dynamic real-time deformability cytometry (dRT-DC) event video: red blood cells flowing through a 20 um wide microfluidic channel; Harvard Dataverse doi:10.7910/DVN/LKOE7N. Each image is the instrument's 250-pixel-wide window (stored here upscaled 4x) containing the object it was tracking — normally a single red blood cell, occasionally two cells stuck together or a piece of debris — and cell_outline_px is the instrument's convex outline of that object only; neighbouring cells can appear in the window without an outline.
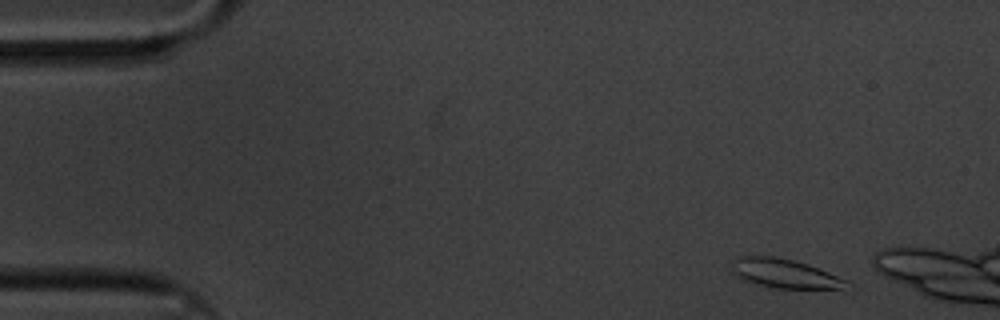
{"species": "common noctule bat (a hibernating species)", "species_latin": "Nyctalus noctula", "temperature_condition": "cold", "stored_images_in_passage": 11, "camera_frame_rate_fps": 3000, "um_per_image_px": 0.085, "animal": {"sex": "male", "body_mass_g": 20.1, "forearm_length_mm": 53.5}, "frame": {"image": 1, "passage_image": 4, "time_ms": 1.0, "image_size_px": [1000, 320], "cell_outline_px": [[856, 288], [776, 288], [740, 280], [732, 272], [732, 260], [740, 256], [772, 256], [792, 260], [808, 264], [848, 280]], "centroid_in_image_um": [66.72, 23.26], "position_along_channel_um": 18.3, "area_um2": 19.59}}